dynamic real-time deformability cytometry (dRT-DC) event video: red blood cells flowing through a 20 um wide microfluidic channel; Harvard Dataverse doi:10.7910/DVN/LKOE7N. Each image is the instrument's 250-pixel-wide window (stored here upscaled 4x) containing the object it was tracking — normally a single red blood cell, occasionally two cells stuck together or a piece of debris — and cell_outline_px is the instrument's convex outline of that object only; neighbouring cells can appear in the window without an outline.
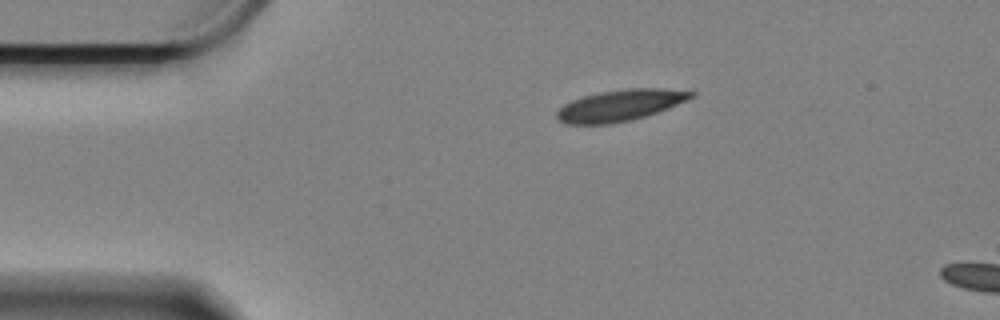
{"species": "Egyptian fruit bat (a non-hibernating species)", "species_latin": "Rousettus aegyptiacus", "temperature_condition": "cold", "stored_images_in_passage": 5, "camera_frame_rate_fps": 3000, "um_per_image_px": 0.085, "animal": {"sex": "female"}, "frame": {"image": 1, "passage_image": 1, "time_ms": 0.0, "image_size_px": [1000, 320], "cell_outline_px": [[696, 96], [688, 100], [668, 108], [632, 120], [612, 124], [564, 124], [556, 116], [556, 112], [564, 104], [572, 100], [584, 96], [600, 92], [624, 88], [692, 88], [696, 92]], "centroid_in_image_um": [52.82, 8.93], "position_along_channel_um": 32.2, "area_um2": 24.97}}